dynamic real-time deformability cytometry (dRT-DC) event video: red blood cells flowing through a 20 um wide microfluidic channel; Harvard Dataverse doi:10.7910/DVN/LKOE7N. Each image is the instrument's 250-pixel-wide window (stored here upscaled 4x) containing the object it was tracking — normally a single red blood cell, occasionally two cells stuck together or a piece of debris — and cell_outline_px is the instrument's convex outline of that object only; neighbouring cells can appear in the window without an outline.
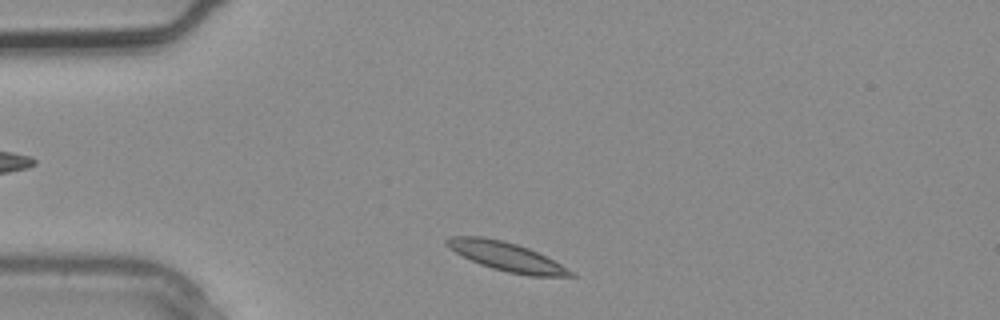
{"species": "common noctule bat (a hibernating species)", "species_latin": "Nyctalus noctula", "temperature_condition": "warm", "stored_images_in_passage": 3, "camera_frame_rate_fps": 3000, "um_per_image_px": 0.085, "animal": {"sex": "male", "body_mass_g": 20.4}, "frame": {"image": 1, "passage_image": 3, "time_ms": 0.667, "image_size_px": [1000, 320], "cell_outline_px": [[576, 276], [528, 276], [508, 272], [492, 268], [480, 264], [448, 248], [444, 244], [444, 240], [452, 236], [480, 236], [504, 240], [528, 248], [568, 268]], "centroid_in_image_um": [43.0, 21.8], "position_along_channel_um": 42.0, "area_um2": 20.52}}